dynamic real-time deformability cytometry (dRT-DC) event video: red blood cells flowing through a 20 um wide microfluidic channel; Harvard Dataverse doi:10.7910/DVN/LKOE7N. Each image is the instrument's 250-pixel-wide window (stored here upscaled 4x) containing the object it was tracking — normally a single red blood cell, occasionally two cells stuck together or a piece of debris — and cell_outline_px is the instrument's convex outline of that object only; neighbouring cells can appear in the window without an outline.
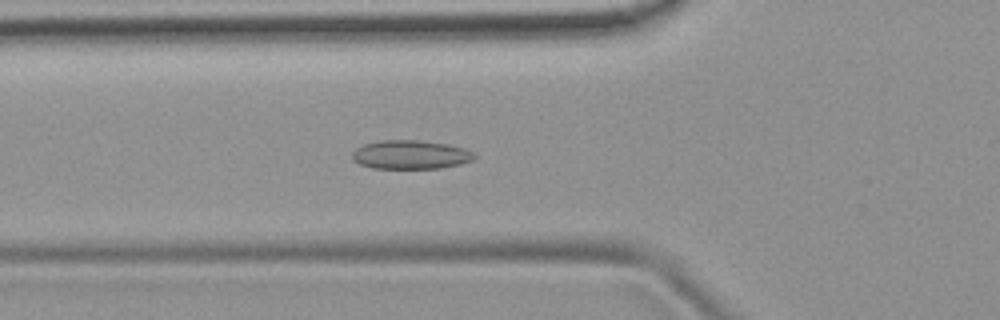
{"species": "common noctule bat (a hibernating species)", "species_latin": "Nyctalus noctula", "temperature_condition": "room temperature", "stored_images_in_passage": 51, "camera_frame_rate_fps": 3000, "um_per_image_px": 0.085, "animal": {"sex": "female", "body_mass_g": 19.9}, "frame": {"image": 1, "passage_image": 18, "time_ms": 5.667, "image_size_px": [1000, 320], "cell_outline_px": [[476, 156], [472, 160], [460, 164], [440, 168], [372, 168], [360, 164], [352, 160], [352, 152], [356, 148], [364, 144], [380, 140], [416, 140], [448, 144], [464, 148], [472, 152]], "centroid_in_image_um": [34.87, 13.14], "position_along_channel_um": 90.9, "area_um2": 20.46}}
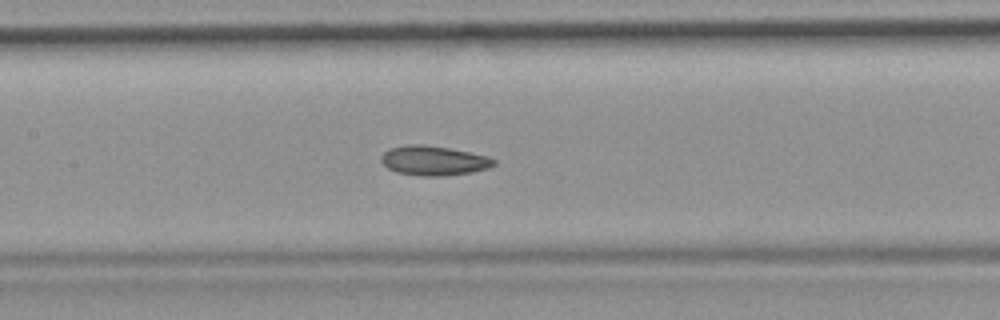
{"frame": {"image": 2, "passage_image": 24, "time_ms": 7.667, "image_size_px": [1000, 320], "cell_outline_px": [[496, 164], [488, 168], [472, 172], [440, 176], [424, 176], [396, 172], [388, 168], [380, 160], [380, 156], [384, 152], [392, 148], [408, 144], [424, 144], [448, 148], [488, 156], [496, 160]], "centroid_in_image_um": [36.86, 13.65], "position_along_channel_um": 170.5, "area_um2": 19.31}}
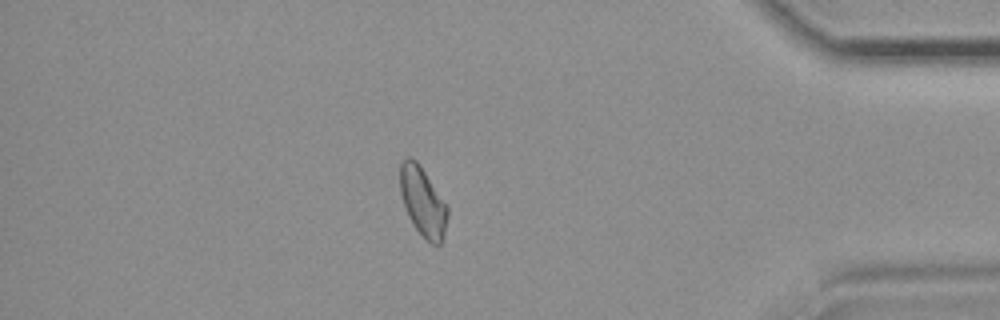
{"frame": {"image": 3, "passage_image": 44, "time_ms": 14.333, "image_size_px": [1000, 320], "cell_outline_px": [[448, 216], [444, 236], [440, 244], [432, 244], [416, 228], [408, 216], [400, 192], [400, 164], [408, 156], [416, 160], [448, 204]], "centroid_in_image_um": [35.96, 17.13], "position_along_channel_um": 399.2, "area_um2": 19.02}, "authors_computed_cell_mechanics": {"area_um2": 19.7098, "velocity_mm_per_s": 3.966, "shape_relaxation_time_tau1_ms": null, "shape_relaxation_time_tau2_ms": 5.0631, "deformation_change_tau1": null, "deformation_change_tau2": 0.1016}}